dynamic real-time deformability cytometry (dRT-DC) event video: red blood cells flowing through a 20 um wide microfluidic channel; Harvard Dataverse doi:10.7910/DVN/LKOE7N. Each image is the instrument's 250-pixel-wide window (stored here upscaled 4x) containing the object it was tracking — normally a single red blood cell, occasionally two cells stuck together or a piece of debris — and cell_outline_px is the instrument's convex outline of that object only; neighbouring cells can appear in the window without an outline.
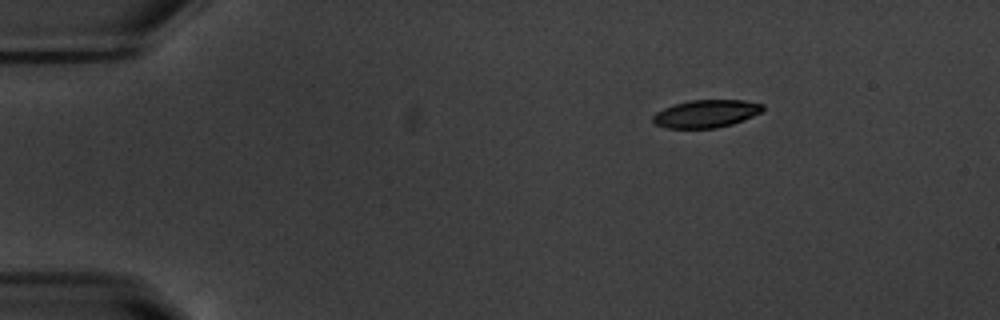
{"species": "common noctule bat (a hibernating species)", "species_latin": "Nyctalus noctula", "temperature_condition": "warm", "stored_images_in_passage": 47, "camera_frame_rate_fps": 3000, "um_per_image_px": 0.085, "animal": {"sex": "male", "body_mass_g": 20.1, "forearm_length_mm": 53.5}, "frame": {"image": 1, "passage_image": 1, "time_ms": 0.0, "image_size_px": [1000, 320], "cell_outline_px": [[764, 108], [760, 112], [744, 120], [732, 124], [716, 128], [668, 128], [656, 124], [652, 120], [652, 116], [656, 112], [664, 108], [676, 104], [692, 100], [744, 100], [764, 104]], "centroid_in_image_um": [60.03, 9.66], "position_along_channel_um": 25.0, "area_um2": 17.63}}
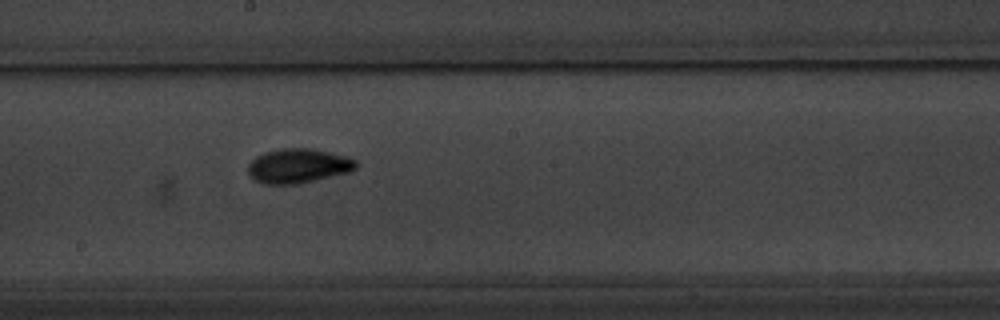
{"frame": {"image": 2, "passage_image": 23, "time_ms": 7.333, "image_size_px": [1000, 320], "cell_outline_px": [[356, 168], [352, 172], [300, 184], [260, 184], [248, 172], [248, 164], [256, 156], [264, 152], [280, 148], [312, 148], [348, 156], [356, 160]], "centroid_in_image_um": [25.38, 14.1], "position_along_channel_um": 222.8, "area_um2": 22.02}}
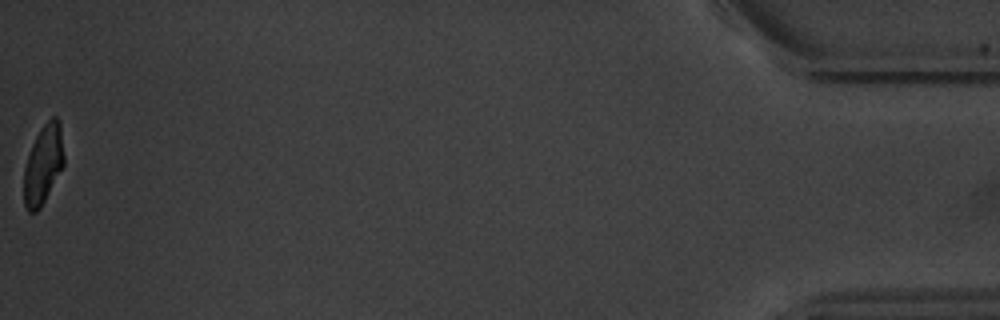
{"frame": {"image": 3, "passage_image": 47, "time_ms": 15.333, "image_size_px": [1000, 320], "cell_outline_px": [[64, 164], [40, 208], [36, 212], [28, 212], [24, 204], [24, 168], [32, 144], [36, 136], [44, 124], [52, 116], [56, 116], [60, 120], [64, 156]], "centroid_in_image_um": [3.68, 13.96], "position_along_channel_um": 431.5, "area_um2": 18.32}, "authors_computed_cell_mechanics": {"area_um2": 19.652, "velocity_mm_per_s": 3.7674, "shape_relaxation_time_tau1_ms": 2.4402, "shape_relaxation_time_tau2_ms": 2.0386, "deformation_change_tau1": 0.1452, "deformation_change_tau2": 0.0651}}